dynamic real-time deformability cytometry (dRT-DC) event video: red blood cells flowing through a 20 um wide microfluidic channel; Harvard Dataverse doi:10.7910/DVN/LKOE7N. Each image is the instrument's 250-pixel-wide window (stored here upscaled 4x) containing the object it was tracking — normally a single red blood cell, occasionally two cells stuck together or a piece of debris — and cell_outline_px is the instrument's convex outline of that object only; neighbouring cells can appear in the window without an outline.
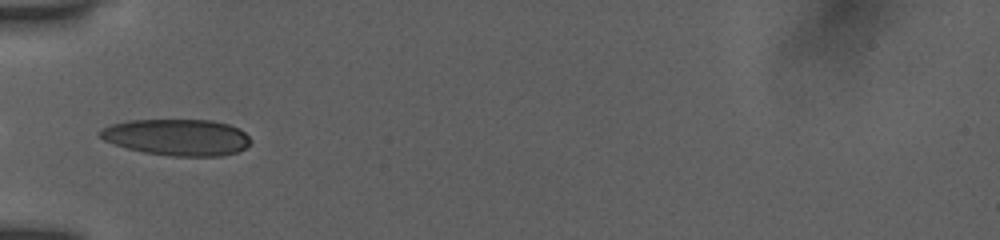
{"species": "human", "species_latin": "Homo sapiens", "temperature_condition": "room temperature", "stored_images_in_passage": 35, "camera_frame_rate_fps": 3000, "um_per_image_px": 0.085, "donor": {"sex": "female"}, "frame": {"image": 1, "passage_image": 1, "time_ms": 0.0, "image_size_px": [1000, 240], "cell_outline_px": [[252, 140], [244, 148], [236, 152], [220, 156], [172, 156], [144, 152], [128, 148], [104, 140], [96, 132], [100, 128], [112, 124], [128, 120], [212, 120], [228, 124], [240, 128]], "centroid_in_image_um": [15.05, 11.66], "position_along_channel_um": 70.0, "area_um2": 31.96}}
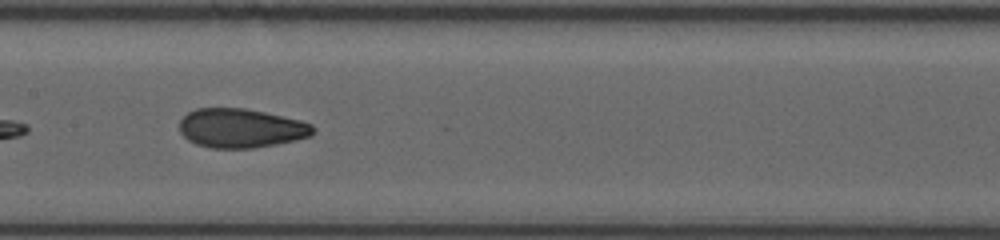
{"frame": {"image": 2, "passage_image": 10, "time_ms": 3.0, "image_size_px": [1000, 240], "cell_outline_px": [[316, 132], [312, 136], [296, 140], [276, 144], [252, 148], [212, 148], [196, 144], [188, 140], [180, 132], [180, 120], [188, 112], [196, 108], [244, 108], [264, 112], [300, 120], [312, 124], [316, 128]], "centroid_in_image_um": [20.51, 10.9], "position_along_channel_um": 186.9, "area_um2": 30.58}}
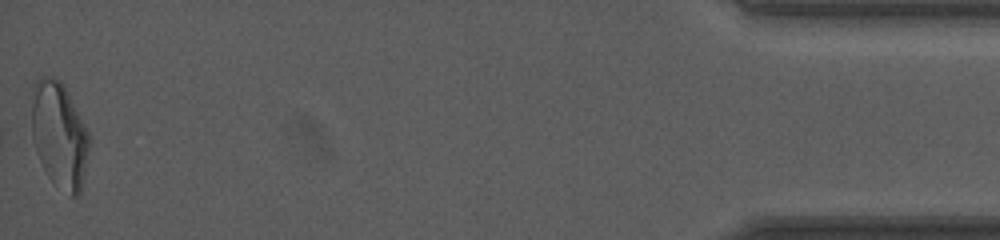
{"frame": {"image": 3, "passage_image": 35, "time_ms": 11.333, "image_size_px": [1000, 240], "cell_outline_px": [[88, 152], [80, 196], [72, 196], [52, 180], [48, 176], [36, 152], [32, 136], [28, 96], [36, 80], [40, 76], [52, 76], [60, 80], [64, 84], [88, 132]], "centroid_in_image_um": [4.98, 11.38], "position_along_channel_um": 430.2, "area_um2": 35.89}, "authors_computed_cell_mechanics": {"area_um2": 30.8652, "velocity_mm_per_s": 3.9257, "shape_relaxation_time_tau1_ms": 6.1564, "shape_relaxation_time_tau2_ms": 1.2337, "deformation_change_tau1": 0.1999, "deformation_change_tau2": 0.0737}}